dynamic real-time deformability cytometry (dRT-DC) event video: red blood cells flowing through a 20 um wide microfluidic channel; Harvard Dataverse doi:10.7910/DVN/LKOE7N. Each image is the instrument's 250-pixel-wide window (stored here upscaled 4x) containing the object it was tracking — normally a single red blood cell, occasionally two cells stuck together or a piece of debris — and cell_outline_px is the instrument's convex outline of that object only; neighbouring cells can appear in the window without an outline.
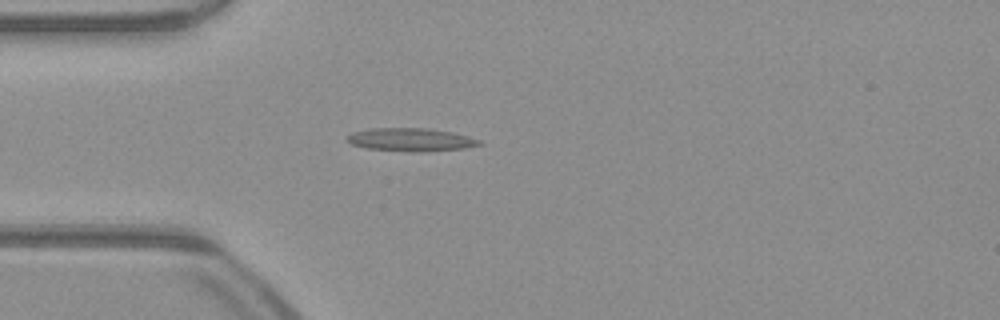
{"species": "common noctule bat (a hibernating species)", "species_latin": "Nyctalus noctula", "temperature_condition": "warm", "stored_images_in_passage": 39, "camera_frame_rate_fps": 3000, "um_per_image_px": 0.085, "animal": {"sex": "male", "body_mass_g": 23.1, "forearm_length_mm": 52.7}, "frame": {"image": 1, "passage_image": 2, "time_ms": 0.333, "image_size_px": [1000, 320], "cell_outline_px": [[484, 144], [464, 148], [420, 152], [368, 148], [352, 144], [348, 140], [348, 136], [352, 132], [372, 128], [424, 128], [452, 132], [480, 140]], "centroid_in_image_um": [34.95, 11.86], "position_along_channel_um": 50.1, "area_um2": 17.46}}
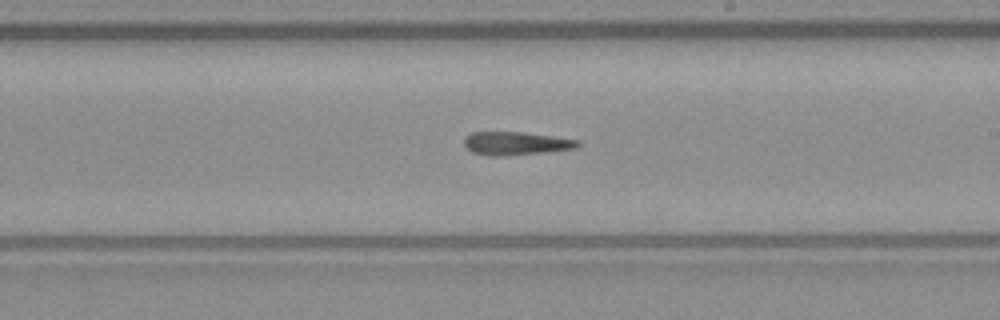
{"frame": {"image": 2, "passage_image": 17, "time_ms": 5.333, "image_size_px": [1000, 320], "cell_outline_px": [[580, 144], [576, 148], [544, 152], [500, 156], [488, 156], [472, 152], [464, 144], [464, 136], [472, 132], [524, 132], [580, 140]], "centroid_in_image_um": [43.83, 12.18], "position_along_channel_um": 245.2, "area_um2": 15.37}}
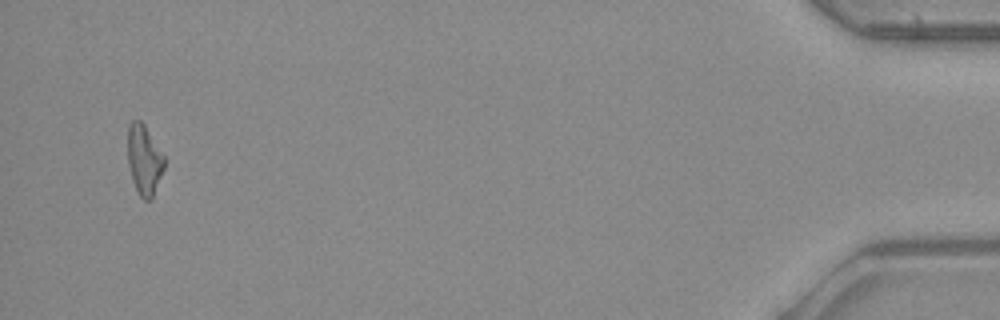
{"frame": {"image": 3, "passage_image": 37, "time_ms": 12.0, "image_size_px": [1000, 320], "cell_outline_px": [[164, 168], [152, 200], [144, 200], [140, 196], [132, 180], [128, 164], [128, 124], [132, 120], [140, 120], [144, 124], [164, 156]], "centroid_in_image_um": [12.25, 13.59], "position_along_channel_um": 423.0, "area_um2": 14.85}}